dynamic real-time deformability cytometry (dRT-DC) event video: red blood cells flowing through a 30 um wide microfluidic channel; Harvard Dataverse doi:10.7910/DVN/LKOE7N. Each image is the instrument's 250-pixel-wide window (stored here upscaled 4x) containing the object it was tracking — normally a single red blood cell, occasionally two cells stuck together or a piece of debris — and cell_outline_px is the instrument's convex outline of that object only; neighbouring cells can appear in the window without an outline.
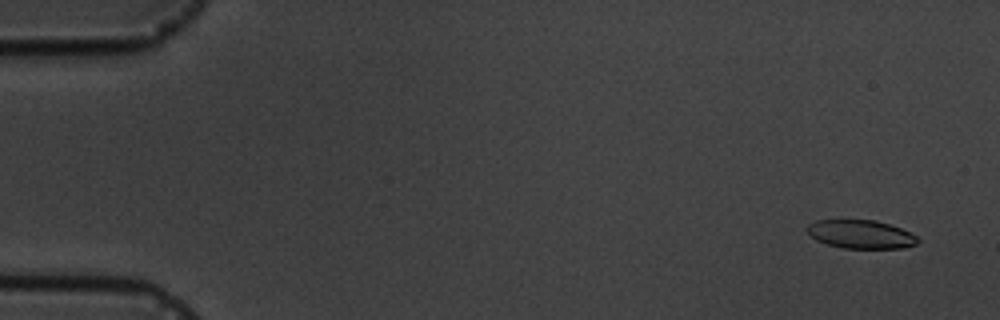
{"species": "common noctule bat (a hibernating species)", "species_latin": "Nyctalus noctula", "temperature_condition": "cold", "stored_images_in_passage": 5, "camera_frame_rate_fps": 3000, "um_per_image_px": 0.085, "animal": {"sex": "male", "body_mass_g": 19.5, "forearm_length_mm": 54.6}, "frame": {"image": 1, "passage_image": 1, "time_ms": 0.0, "image_size_px": [1000, 320], "cell_outline_px": [[920, 240], [916, 244], [904, 248], [844, 248], [828, 244], [816, 240], [804, 228], [808, 224], [816, 220], [876, 220], [900, 228], [916, 236]], "centroid_in_image_um": [73.15, 19.91], "position_along_channel_um": 11.9, "area_um2": 18.26}}
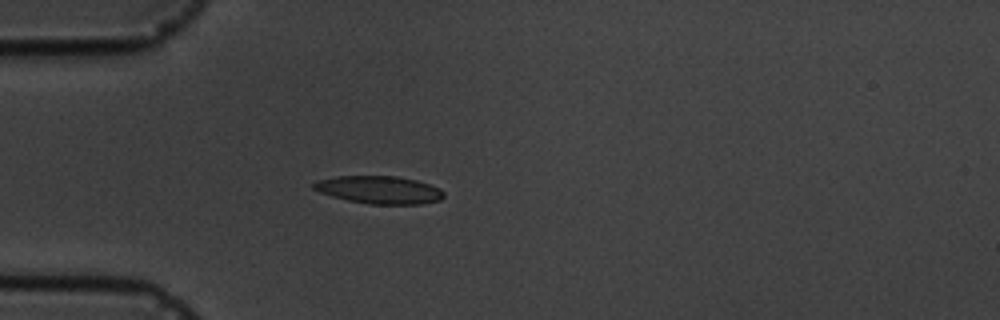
{"frame": {"image": 2, "passage_image": 5, "time_ms": 4.333, "image_size_px": [1000, 320], "cell_outline_px": [[444, 196], [440, 200], [424, 204], [368, 204], [348, 200], [332, 196], [320, 192], [312, 188], [312, 184], [316, 180], [336, 176], [396, 176], [416, 180], [440, 188], [444, 192]], "centroid_in_image_um": [32.23, 16.13], "position_along_channel_um": 52.8, "area_um2": 21.1}}